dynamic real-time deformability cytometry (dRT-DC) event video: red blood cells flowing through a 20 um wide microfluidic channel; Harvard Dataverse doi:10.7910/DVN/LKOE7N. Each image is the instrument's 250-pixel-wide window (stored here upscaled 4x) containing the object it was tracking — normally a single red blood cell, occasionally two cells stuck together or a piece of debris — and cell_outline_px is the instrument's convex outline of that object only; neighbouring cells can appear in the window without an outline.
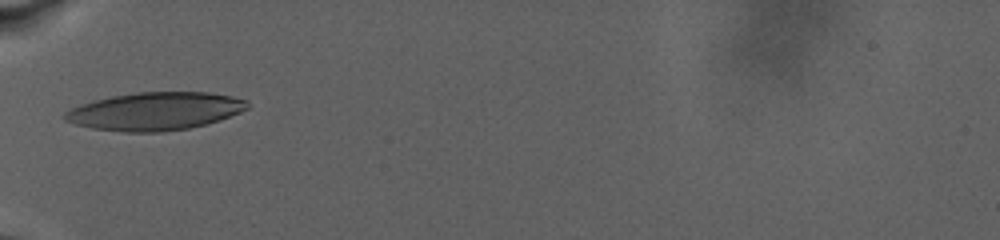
{"species": "human", "species_latin": "Homo sapiens", "temperature_condition": "warm", "stored_images_in_passage": 2, "camera_frame_rate_fps": 3000, "um_per_image_px": 0.085, "donor": {"sex": "male"}, "frame": {"image": 1, "passage_image": 1, "time_ms": 0.0, "image_size_px": [1000, 240], "cell_outline_px": [[248, 108], [240, 112], [204, 124], [188, 128], [160, 132], [124, 132], [92, 128], [76, 124], [64, 120], [64, 112], [80, 104], [92, 100], [112, 96], [136, 92], [208, 92], [232, 96], [248, 100]], "centroid_in_image_um": [13.15, 9.44], "position_along_channel_um": 71.9, "area_um2": 40.17}}